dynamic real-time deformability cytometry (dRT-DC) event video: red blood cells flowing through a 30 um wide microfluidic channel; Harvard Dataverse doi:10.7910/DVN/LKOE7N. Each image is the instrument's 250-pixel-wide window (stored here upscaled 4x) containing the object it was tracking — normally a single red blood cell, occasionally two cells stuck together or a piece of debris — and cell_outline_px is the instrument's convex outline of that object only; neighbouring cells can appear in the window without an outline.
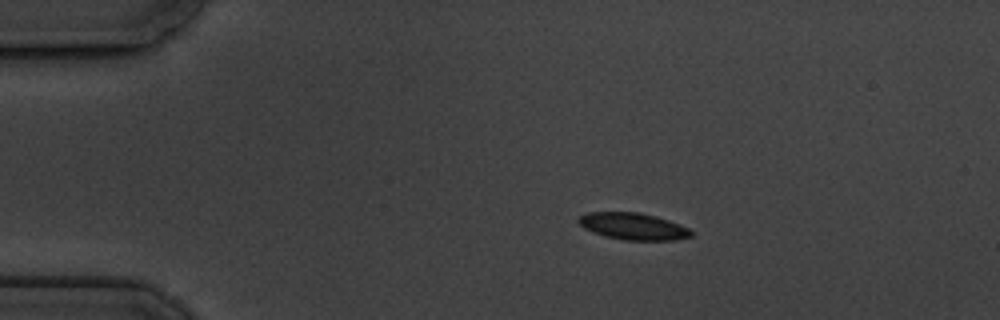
{"species": "common noctule bat (a hibernating species)", "species_latin": "Nyctalus noctula", "temperature_condition": "cold", "stored_images_in_passage": 5, "camera_frame_rate_fps": 3000, "um_per_image_px": 0.085, "animal": {"sex": "male", "body_mass_g": 19.5, "forearm_length_mm": 54.6}, "frame": {"image": 1, "passage_image": 1, "time_ms": 0.0, "image_size_px": [1000, 320], "cell_outline_px": [[692, 236], [676, 240], [624, 240], [604, 236], [592, 232], [584, 228], [576, 220], [580, 216], [588, 212], [640, 212], [656, 216], [668, 220], [688, 228], [692, 232]], "centroid_in_image_um": [53.79, 19.24], "position_along_channel_um": 31.2, "area_um2": 17.63}}
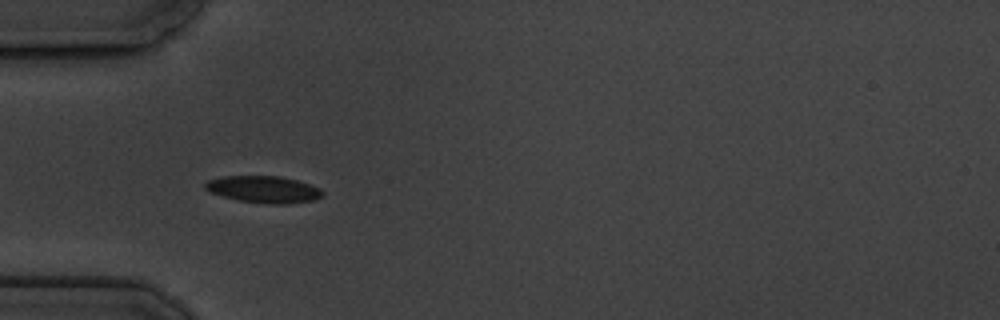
{"frame": {"image": 2, "passage_image": 3, "time_ms": 2.333, "image_size_px": [1000, 320], "cell_outline_px": [[324, 196], [312, 200], [288, 204], [268, 204], [240, 200], [224, 196], [212, 192], [204, 188], [204, 184], [208, 180], [224, 176], [280, 176], [296, 180], [320, 188], [324, 192]], "centroid_in_image_um": [22.44, 16.09], "position_along_channel_um": 62.6, "area_um2": 18.21}}
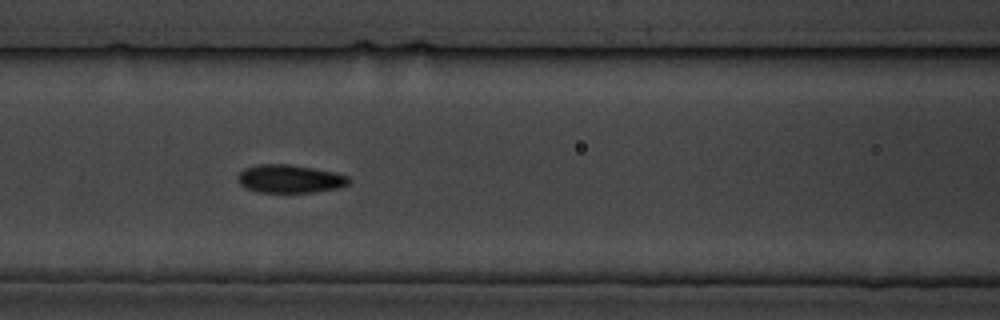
{"frame": {"image": 3, "passage_image": 5, "time_ms": 4.667, "image_size_px": [1000, 320], "cell_outline_px": [[352, 180], [348, 184], [336, 188], [312, 192], [256, 192], [244, 188], [236, 180], [236, 176], [244, 168], [256, 164], [288, 164], [312, 168], [332, 172], [348, 176]], "centroid_in_image_um": [24.56, 15.2], "position_along_channel_um": 142.0, "area_um2": 18.26}}